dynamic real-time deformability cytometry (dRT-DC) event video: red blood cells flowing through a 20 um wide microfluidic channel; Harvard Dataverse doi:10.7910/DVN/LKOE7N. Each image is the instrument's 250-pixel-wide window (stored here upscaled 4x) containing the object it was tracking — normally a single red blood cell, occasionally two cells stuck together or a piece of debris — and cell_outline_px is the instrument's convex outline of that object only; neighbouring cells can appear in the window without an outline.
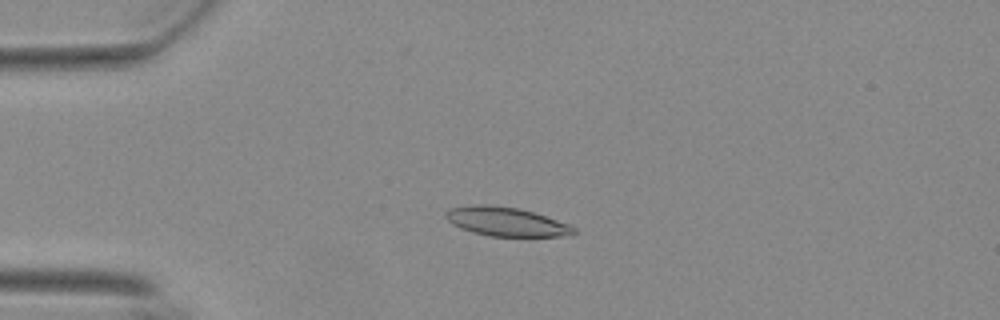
{"species": "Egyptian fruit bat (a non-hibernating species)", "species_latin": "Rousettus aegyptiacus", "temperature_condition": "warm", "stored_images_in_passage": 55, "camera_frame_rate_fps": 3000, "um_per_image_px": 0.085, "animal": {"sex": "female"}, "frame": {"image": 1, "passage_image": 13, "time_ms": 4.0, "image_size_px": [1000, 320], "cell_outline_px": [[576, 232], [560, 236], [492, 236], [472, 232], [460, 228], [452, 224], [444, 216], [444, 212], [448, 208], [476, 204], [488, 204], [520, 208], [568, 224], [576, 228]], "centroid_in_image_um": [42.94, 18.82], "position_along_channel_um": 42.1, "area_um2": 21.5}}
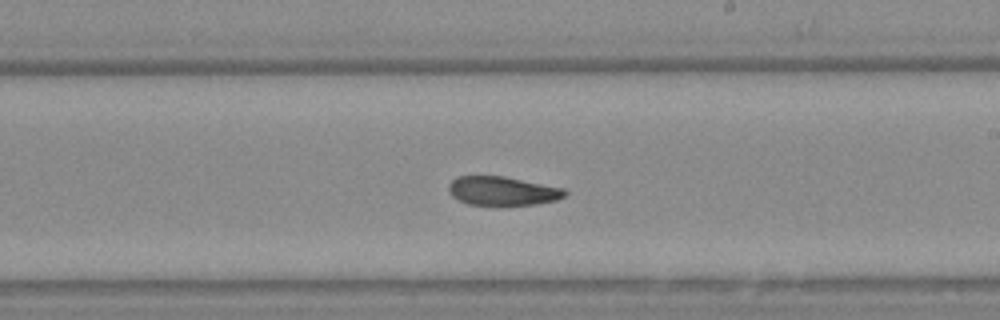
{"frame": {"image": 2, "passage_image": 32, "time_ms": 10.333, "image_size_px": [1000, 320], "cell_outline_px": [[568, 192], [564, 196], [556, 200], [536, 204], [500, 208], [492, 208], [468, 204], [452, 196], [448, 192], [448, 184], [452, 180], [460, 176], [504, 176], [564, 188]], "centroid_in_image_um": [42.69, 16.28], "position_along_channel_um": 246.3, "area_um2": 20.4}}
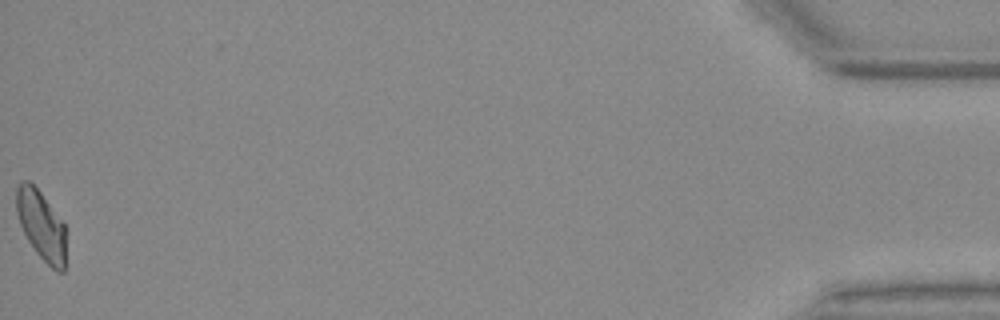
{"frame": {"image": 3, "passage_image": 55, "time_ms": 18.0, "image_size_px": [1000, 320], "cell_outline_px": [[64, 272], [56, 272], [36, 252], [28, 240], [20, 224], [16, 212], [16, 188], [24, 180], [28, 180], [40, 192], [64, 224]], "centroid_in_image_um": [3.48, 19.14], "position_along_channel_um": 431.7, "area_um2": 19.48}, "authors_computed_cell_mechanics": {"area_um2": 20.8658, "velocity_mm_per_s": 3.6928, "shape_relaxation_time_tau1_ms": null, "shape_relaxation_time_tau2_ms": 5.3534, "deformation_change_tau1": null, "deformation_change_tau2": 0.1114}}